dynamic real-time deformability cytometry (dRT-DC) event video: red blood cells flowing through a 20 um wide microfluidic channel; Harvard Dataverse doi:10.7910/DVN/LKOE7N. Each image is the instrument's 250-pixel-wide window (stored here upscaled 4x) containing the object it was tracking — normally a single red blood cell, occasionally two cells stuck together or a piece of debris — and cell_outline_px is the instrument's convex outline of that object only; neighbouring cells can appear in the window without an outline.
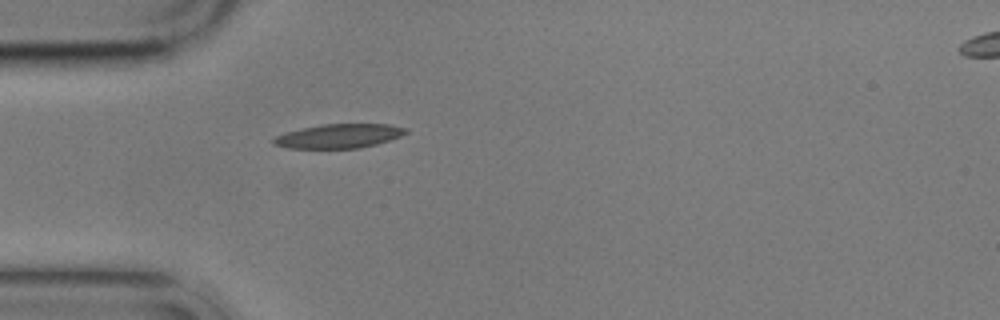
{"species": "common noctule bat (a hibernating species)", "species_latin": "Nyctalus noctula", "temperature_condition": "cold", "stored_images_in_passage": 3, "segment_of_instrument_passage": [1, 2], "camera_frame_rate_fps": 3000, "um_per_image_px": 0.085, "animal": {"sex": "male", "body_mass_g": 17.9}, "frame": {"image": 1, "passage_image": 2, "time_ms": 1.333, "image_size_px": [1000, 320], "cell_outline_px": [[408, 132], [400, 136], [376, 144], [360, 148], [288, 148], [272, 144], [272, 140], [276, 136], [288, 132], [304, 128], [324, 124], [388, 124], [408, 128]], "centroid_in_image_um": [28.83, 11.56], "position_along_channel_um": 56.2, "area_um2": 18.38}}